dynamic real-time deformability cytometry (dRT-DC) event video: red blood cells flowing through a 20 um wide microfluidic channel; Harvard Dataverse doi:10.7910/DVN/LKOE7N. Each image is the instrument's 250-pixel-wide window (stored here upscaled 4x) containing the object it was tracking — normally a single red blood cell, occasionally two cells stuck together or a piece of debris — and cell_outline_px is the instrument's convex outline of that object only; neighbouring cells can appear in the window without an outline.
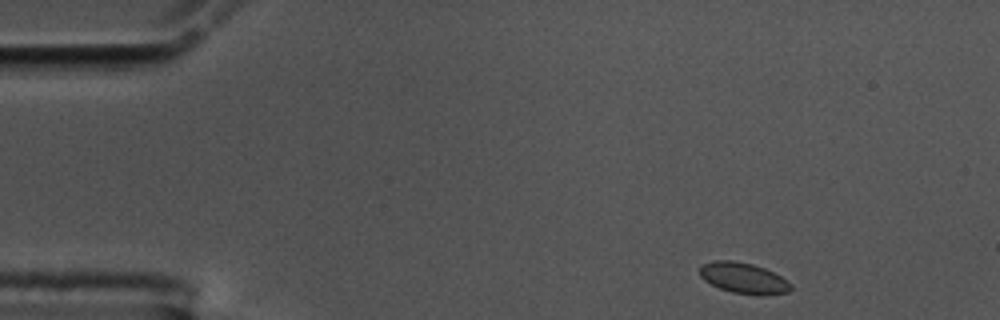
{"species": "common noctule bat (a hibernating species)", "species_latin": "Nyctalus noctula", "temperature_condition": "cold", "stored_images_in_passage": 51, "camera_frame_rate_fps": 3000, "um_per_image_px": 0.085, "animal": {"sex": "male", "body_mass_g": 17.5, "forearm_length_mm": 52.3}, "frame": {"image": 1, "passage_image": 1, "time_ms": 0.0, "image_size_px": [1000, 320], "cell_outline_px": [[792, 288], [788, 292], [764, 296], [756, 296], [732, 292], [720, 288], [704, 280], [700, 276], [700, 268], [704, 264], [712, 260], [732, 260], [752, 264], [764, 268], [780, 276], [792, 284]], "centroid_in_image_um": [63.22, 23.65], "position_along_channel_um": 21.8, "area_um2": 16.42}}
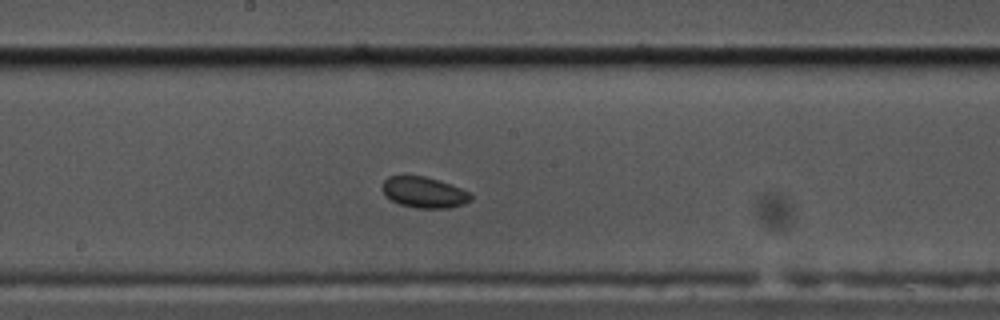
{"frame": {"image": 2, "passage_image": 24, "time_ms": 7.667, "image_size_px": [1000, 320], "cell_outline_px": [[472, 200], [464, 204], [448, 208], [416, 208], [400, 204], [384, 196], [380, 188], [384, 180], [388, 176], [424, 176], [472, 192]], "centroid_in_image_um": [36.02, 16.36], "position_along_channel_um": 212.2, "area_um2": 16.01}}
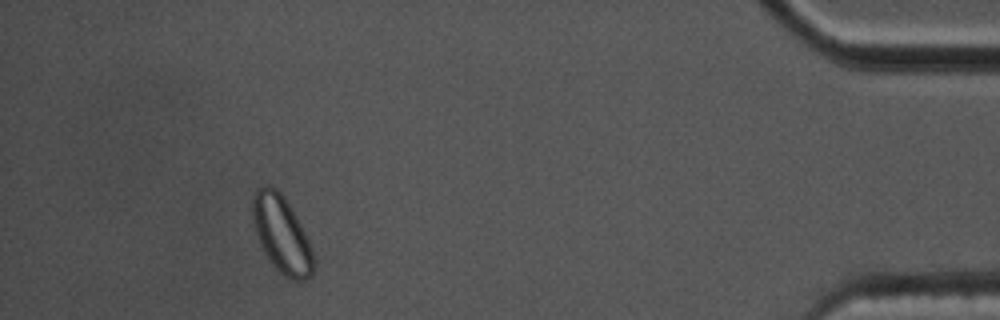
{"frame": {"image": 3, "passage_image": 46, "time_ms": 15.0, "image_size_px": [1000, 320], "cell_outline_px": [[316, 264], [312, 276], [304, 280], [292, 280], [280, 272], [272, 264], [264, 252], [256, 236], [252, 216], [252, 196], [256, 188], [264, 184], [268, 184], [276, 188], [284, 196], [296, 216], [308, 240]], "centroid_in_image_um": [23.92, 19.9], "position_along_channel_um": 411.3, "area_um2": 27.46}, "authors_computed_cell_mechanics": {"area_um2": 16.1262, "velocity_mm_per_s": 3.5337, "shape_relaxation_time_tau1_ms": 1.5269, "shape_relaxation_time_tau2_ms": null, "deformation_change_tau1": 0.0318, "deformation_change_tau2": null}}